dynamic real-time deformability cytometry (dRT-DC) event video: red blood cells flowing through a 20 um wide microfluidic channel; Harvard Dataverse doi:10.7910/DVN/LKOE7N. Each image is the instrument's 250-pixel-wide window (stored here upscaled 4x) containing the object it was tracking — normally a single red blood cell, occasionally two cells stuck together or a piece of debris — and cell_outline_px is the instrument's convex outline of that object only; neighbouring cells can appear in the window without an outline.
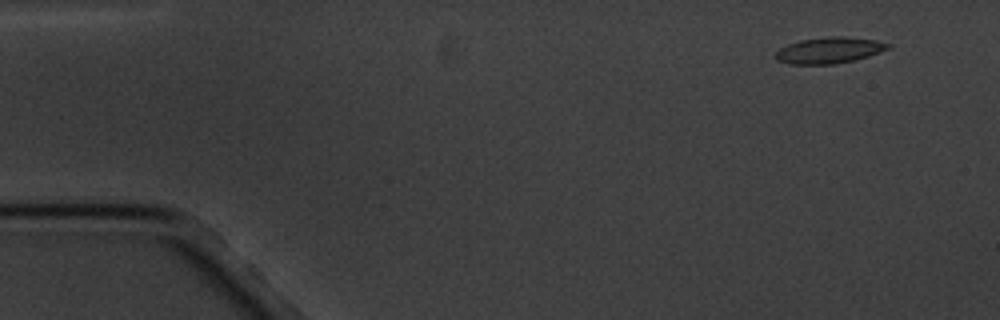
{"species": "common noctule bat (a hibernating species)", "species_latin": "Nyctalus noctula", "temperature_condition": "cold", "stored_images_in_passage": 10, "camera_frame_rate_fps": 3000, "um_per_image_px": 0.085, "animal": {"sex": "male", "body_mass_g": 20.1, "forearm_length_mm": 53.5}, "frame": {"image": 1, "passage_image": 2, "time_ms": 1.333, "image_size_px": [1000, 320], "cell_outline_px": [[892, 44], [888, 48], [880, 52], [868, 56], [852, 60], [832, 64], [788, 64], [776, 60], [776, 52], [780, 48], [788, 44], [800, 40], [832, 36], [844, 36], [876, 40]], "centroid_in_image_um": [70.47, 4.27], "position_along_channel_um": 14.5, "area_um2": 16.99}}
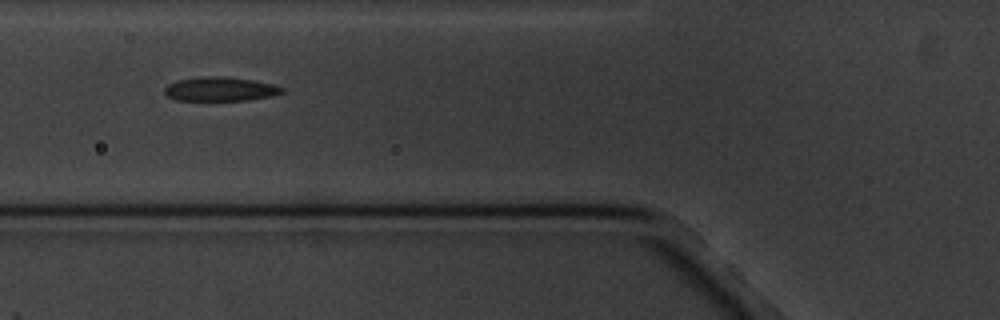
{"frame": {"image": 2, "passage_image": 7, "time_ms": 7.0, "image_size_px": [1000, 320], "cell_outline_px": [[284, 92], [272, 96], [248, 100], [176, 100], [168, 96], [164, 92], [164, 88], [168, 84], [176, 80], [200, 76], [224, 76], [252, 80], [276, 84], [284, 88]], "centroid_in_image_um": [18.73, 7.56], "position_along_channel_um": 107.1, "area_um2": 16.65}}
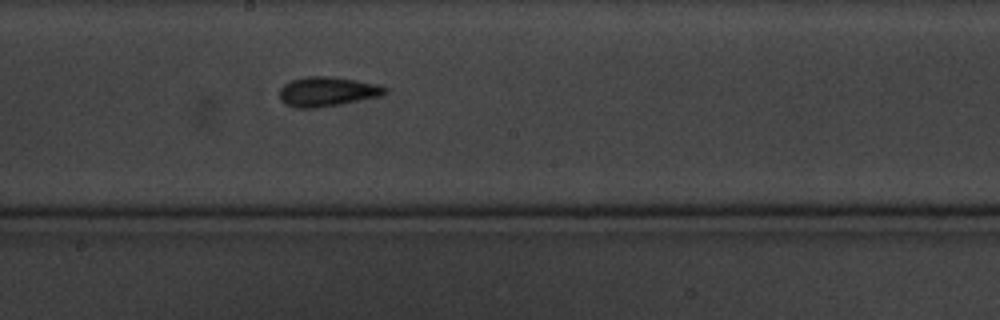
{"frame": {"image": 3, "passage_image": 10, "time_ms": 10.333, "image_size_px": [1000, 320], "cell_outline_px": [[388, 92], [384, 96], [340, 104], [316, 108], [296, 108], [284, 104], [280, 100], [280, 88], [284, 84], [292, 80], [308, 76], [328, 76], [356, 80], [376, 84], [388, 88]], "centroid_in_image_um": [27.83, 7.79], "position_along_channel_um": 220.4, "area_um2": 18.32}}